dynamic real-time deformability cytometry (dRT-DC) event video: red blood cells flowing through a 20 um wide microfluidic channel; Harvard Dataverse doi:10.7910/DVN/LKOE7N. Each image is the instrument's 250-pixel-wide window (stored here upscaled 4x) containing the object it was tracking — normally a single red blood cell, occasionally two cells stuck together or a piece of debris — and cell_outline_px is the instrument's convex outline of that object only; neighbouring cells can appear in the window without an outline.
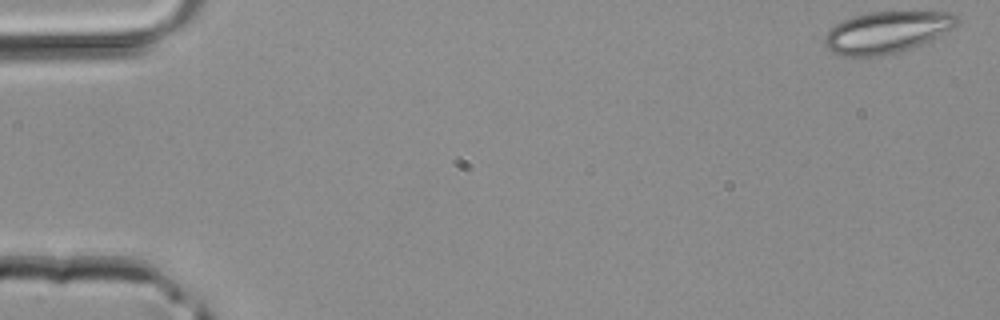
{"species": "common noctule bat (a hibernating species)", "species_latin": "Nyctalus noctula", "temperature_condition": "room temperature", "stored_images_in_passage": 44, "camera_frame_rate_fps": 3000, "um_per_image_px": 0.085, "animal": {"sex": "male", "body_mass_g": 20.4}, "frame": {"image": 1, "passage_image": 1, "time_ms": 0.0, "image_size_px": [1000, 320], "cell_outline_px": [[956, 24], [952, 28], [920, 44], [896, 52], [880, 56], [844, 56], [832, 52], [824, 44], [824, 40], [828, 32], [836, 24], [844, 20], [868, 12], [952, 12], [956, 16]], "centroid_in_image_um": [75.33, 2.74], "position_along_channel_um": 9.7, "area_um2": 31.27}}
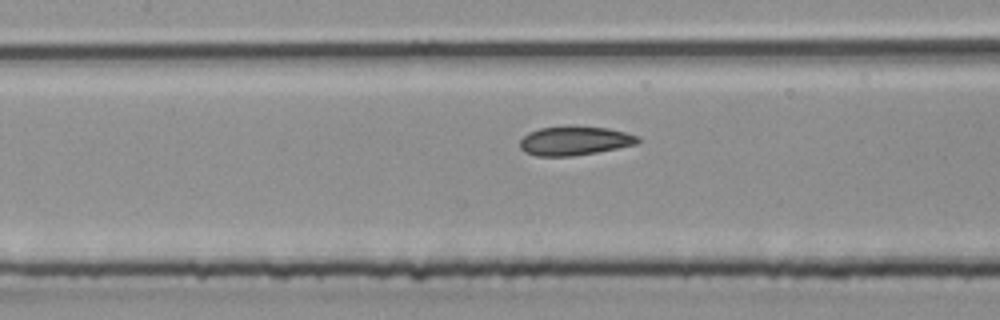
{"frame": {"image": 2, "passage_image": 20, "time_ms": 6.333, "image_size_px": [1000, 320], "cell_outline_px": [[640, 140], [636, 144], [596, 152], [572, 156], [536, 156], [524, 152], [520, 148], [520, 140], [528, 132], [540, 128], [608, 128], [640, 136]], "centroid_in_image_um": [48.82, 12.0], "position_along_channel_um": 158.6, "area_um2": 19.31}}
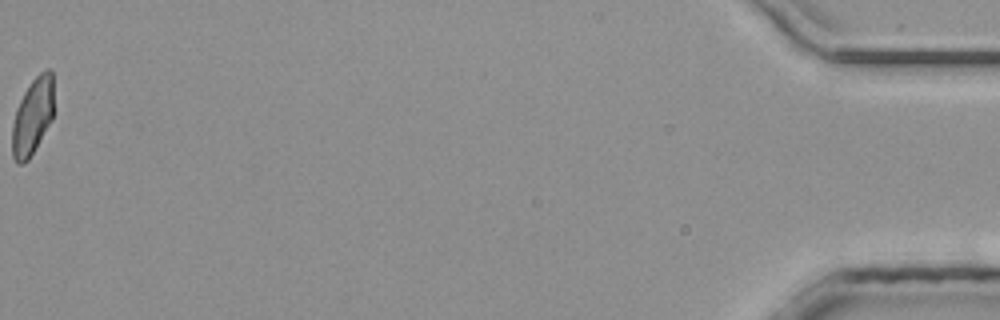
{"frame": {"image": 3, "passage_image": 44, "time_ms": 14.333, "image_size_px": [1000, 320], "cell_outline_px": [[52, 120], [36, 148], [28, 160], [24, 164], [16, 164], [12, 156], [12, 124], [16, 108], [24, 92], [32, 80], [40, 72], [48, 68], [52, 68]], "centroid_in_image_um": [2.75, 9.92], "position_along_channel_um": 432.5, "area_um2": 18.67}}